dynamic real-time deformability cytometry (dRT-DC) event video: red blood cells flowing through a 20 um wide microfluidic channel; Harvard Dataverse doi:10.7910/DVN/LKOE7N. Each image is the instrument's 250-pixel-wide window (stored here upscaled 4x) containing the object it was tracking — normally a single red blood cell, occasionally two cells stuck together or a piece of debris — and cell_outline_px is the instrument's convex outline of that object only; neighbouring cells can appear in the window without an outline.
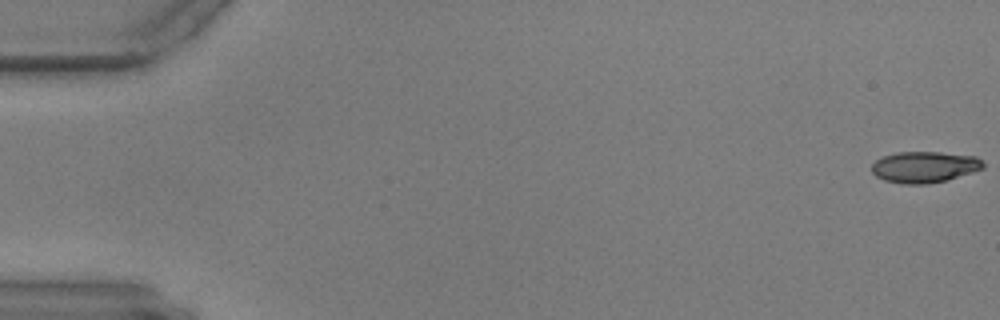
{"species": "common noctule bat (a hibernating species)", "species_latin": "Nyctalus noctula", "temperature_condition": "warm", "stored_images_in_passage": 22, "camera_frame_rate_fps": 3000, "um_per_image_px": 0.085, "animal": {"sex": "male", "body_mass_g": 17.9, "forearm_length_mm": 54.2}, "frame": {"image": 1, "passage_image": 1, "time_ms": 0.0, "image_size_px": [1000, 320], "cell_outline_px": [[984, 168], [972, 172], [944, 180], [928, 184], [900, 184], [884, 180], [876, 176], [872, 172], [872, 164], [876, 160], [884, 156], [896, 152], [940, 152], [976, 156], [984, 164]], "centroid_in_image_um": [78.55, 14.19], "position_along_channel_um": 6.4, "area_um2": 20.17}}